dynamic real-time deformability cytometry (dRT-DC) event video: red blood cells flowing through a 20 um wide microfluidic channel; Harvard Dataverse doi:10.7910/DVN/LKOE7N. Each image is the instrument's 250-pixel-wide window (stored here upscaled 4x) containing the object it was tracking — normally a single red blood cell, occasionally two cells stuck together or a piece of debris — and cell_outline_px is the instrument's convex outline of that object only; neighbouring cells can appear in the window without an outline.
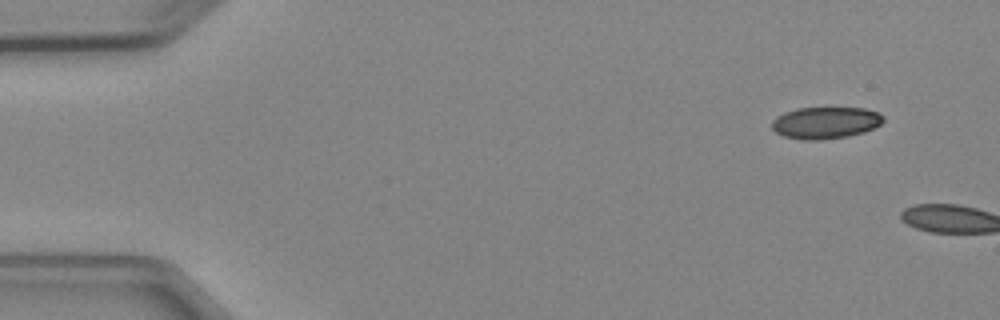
{"species": "Egyptian fruit bat (a non-hibernating species)", "species_latin": "Rousettus aegyptiacus", "temperature_condition": "cold", "stored_images_in_passage": 2, "camera_frame_rate_fps": 3000, "um_per_image_px": 0.085, "animal": {"sex": "female"}, "frame": {"image": 1, "passage_image": 1, "time_ms": 0.0, "image_size_px": [1000, 320], "cell_outline_px": [[884, 120], [880, 124], [864, 132], [848, 136], [816, 140], [804, 140], [784, 136], [776, 132], [772, 128], [772, 120], [776, 116], [784, 112], [796, 108], [864, 108], [880, 112], [884, 116]], "centroid_in_image_um": [70.17, 10.42], "position_along_channel_um": 14.8, "area_um2": 20.69}}